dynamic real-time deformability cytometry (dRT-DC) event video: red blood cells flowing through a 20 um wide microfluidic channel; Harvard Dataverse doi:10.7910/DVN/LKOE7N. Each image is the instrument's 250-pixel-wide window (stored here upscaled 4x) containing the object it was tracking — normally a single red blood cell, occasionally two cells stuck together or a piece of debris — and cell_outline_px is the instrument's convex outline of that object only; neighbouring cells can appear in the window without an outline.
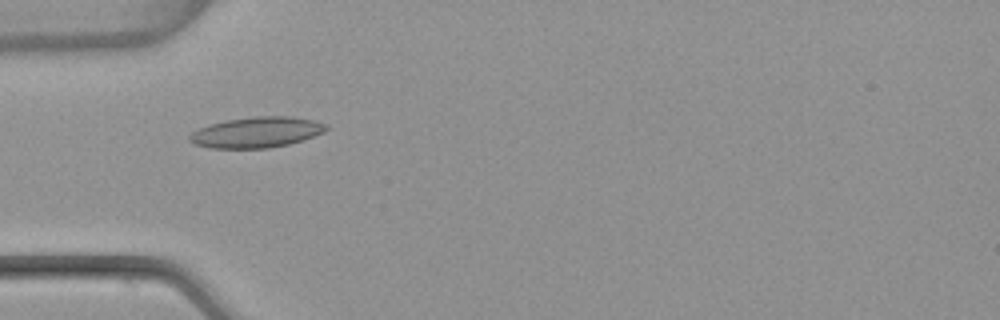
{"species": "common noctule bat (a hibernating species)", "species_latin": "Nyctalus noctula", "temperature_condition": "warm", "stored_images_in_passage": 5, "camera_frame_rate_fps": 3000, "um_per_image_px": 0.085, "animal": {"sex": "female", "body_mass_g": 22.7, "forearm_length_mm": 54.2}, "frame": {"image": 1, "passage_image": 4, "time_ms": 1.0, "image_size_px": [1000, 320], "cell_outline_px": [[328, 128], [324, 132], [304, 140], [288, 144], [268, 148], [208, 148], [192, 144], [188, 140], [188, 136], [192, 132], [208, 124], [228, 120], [252, 116], [292, 116], [312, 120], [328, 124]], "centroid_in_image_um": [21.79, 11.25], "position_along_channel_um": 63.2, "area_um2": 24.62}}
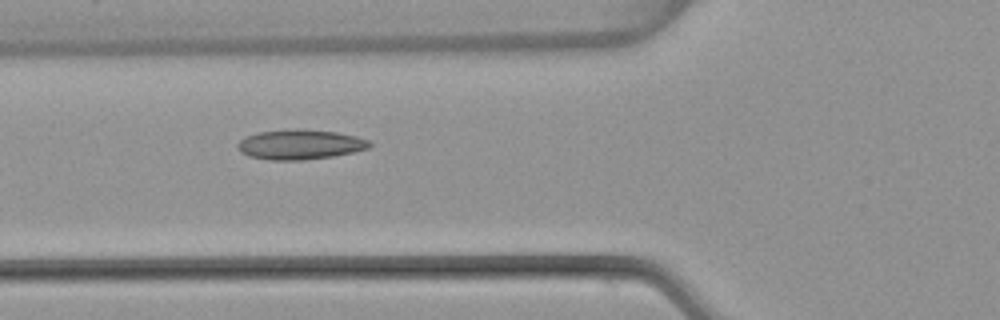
{"frame": {"image": 2, "passage_image": 5, "time_ms": 1.333, "image_size_px": [1000, 320], "cell_outline_px": [[372, 144], [368, 148], [352, 152], [332, 156], [304, 160], [268, 160], [248, 156], [240, 152], [236, 148], [236, 144], [240, 140], [248, 136], [260, 132], [296, 128], [300, 128], [336, 132], [356, 136], [368, 140]], "centroid_in_image_um": [25.47, 12.28], "position_along_channel_um": 100.3, "area_um2": 23.0}}